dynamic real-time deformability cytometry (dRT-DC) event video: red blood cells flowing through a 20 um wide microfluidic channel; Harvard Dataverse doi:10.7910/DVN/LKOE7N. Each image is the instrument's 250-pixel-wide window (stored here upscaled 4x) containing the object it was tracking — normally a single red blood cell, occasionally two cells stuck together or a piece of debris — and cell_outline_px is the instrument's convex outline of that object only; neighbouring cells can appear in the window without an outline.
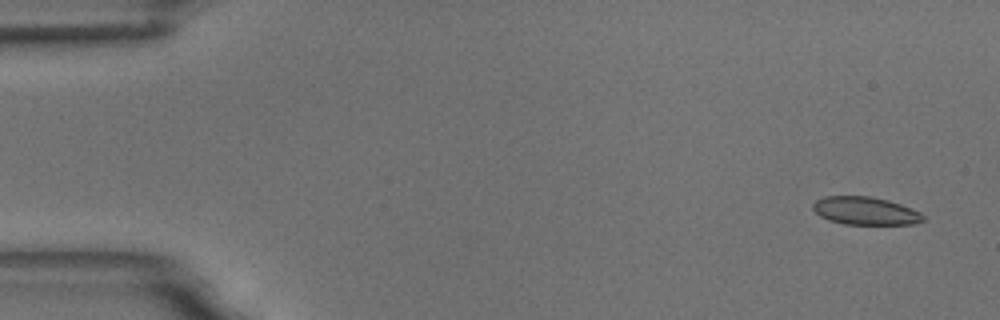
{"species": "common noctule bat (a hibernating species)", "species_latin": "Nyctalus noctula", "temperature_condition": "room temperature", "stored_images_in_passage": 6, "camera_frame_rate_fps": 3000, "um_per_image_px": 0.085, "animal": {"sex": "male", "body_mass_g": 18.8}, "frame": {"image": 1, "passage_image": 1, "time_ms": 0.0, "image_size_px": [1000, 320], "cell_outline_px": [[924, 220], [916, 224], [844, 224], [828, 220], [820, 216], [812, 208], [812, 204], [816, 200], [824, 196], [872, 196], [888, 200], [912, 208], [920, 212], [924, 216]], "centroid_in_image_um": [73.55, 17.92], "position_along_channel_um": 11.5, "area_um2": 18.03}}
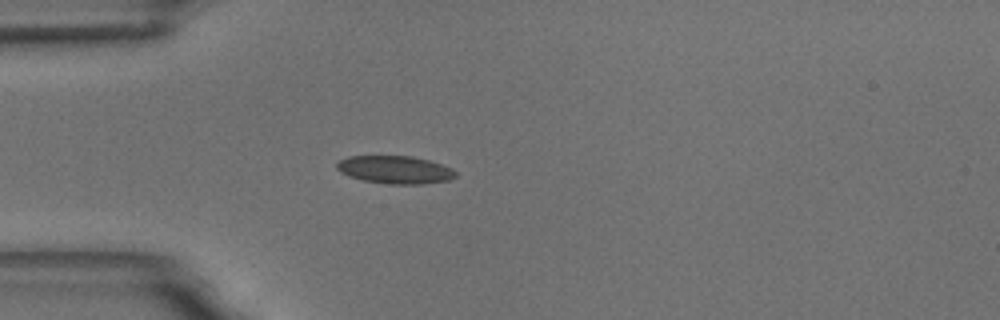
{"frame": {"image": 2, "passage_image": 5, "time_ms": 4.333, "image_size_px": [1000, 320], "cell_outline_px": [[456, 176], [452, 180], [424, 184], [388, 184], [364, 180], [348, 176], [340, 172], [336, 168], [336, 164], [340, 160], [348, 156], [412, 156], [428, 160], [452, 168], [456, 172]], "centroid_in_image_um": [33.59, 14.43], "position_along_channel_um": 51.4, "area_um2": 19.36}}